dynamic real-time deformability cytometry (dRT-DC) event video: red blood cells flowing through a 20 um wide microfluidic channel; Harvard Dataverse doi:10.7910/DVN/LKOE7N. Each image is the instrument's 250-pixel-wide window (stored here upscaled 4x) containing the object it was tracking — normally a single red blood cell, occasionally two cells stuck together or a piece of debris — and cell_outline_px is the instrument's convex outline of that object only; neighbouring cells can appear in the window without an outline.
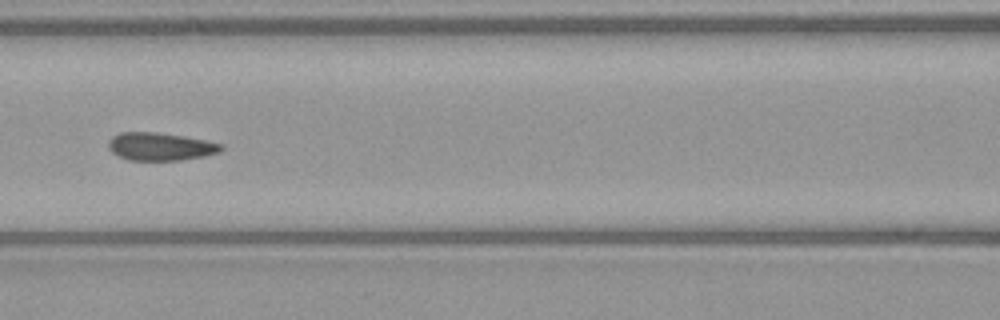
{"species": "common noctule bat (a hibernating species)", "species_latin": "Nyctalus noctula", "temperature_condition": "warm", "stored_images_in_passage": 20, "camera_frame_rate_fps": 3000, "um_per_image_px": 0.085, "animal": {"sex": "female", "body_mass_g": 21.9}, "frame": {"image": 1, "passage_image": 9, "time_ms": 2.667, "image_size_px": [1000, 320], "cell_outline_px": [[224, 148], [220, 152], [204, 156], [180, 160], [128, 160], [112, 152], [108, 148], [108, 140], [112, 136], [120, 132], [156, 132], [184, 136], [224, 144]], "centroid_in_image_um": [13.63, 12.45], "position_along_channel_um": 153.0, "area_um2": 18.38}}